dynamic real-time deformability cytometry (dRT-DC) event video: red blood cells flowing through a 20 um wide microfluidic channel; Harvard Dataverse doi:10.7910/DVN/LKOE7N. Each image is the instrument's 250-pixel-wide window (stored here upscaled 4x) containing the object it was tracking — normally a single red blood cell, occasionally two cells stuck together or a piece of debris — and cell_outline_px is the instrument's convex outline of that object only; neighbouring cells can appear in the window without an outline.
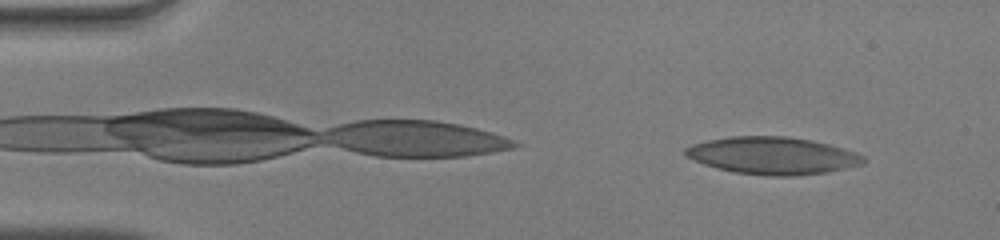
{"species": "human", "species_latin": "Homo sapiens", "temperature_condition": "warm", "stored_images_in_passage": 50, "camera_frame_rate_fps": 3000, "um_per_image_px": 0.085, "donor": {"sex": "male"}, "frame": {"image": 1, "passage_image": 4, "time_ms": 1.0, "image_size_px": [1000, 240], "cell_outline_px": [[868, 160], [864, 164], [828, 172], [792, 176], [768, 176], [736, 172], [716, 168], [692, 160], [684, 156], [684, 148], [692, 144], [708, 140], [732, 136], [784, 136], [812, 140], [844, 148], [856, 152], [864, 156]], "centroid_in_image_um": [65.68, 13.23], "position_along_channel_um": 19.3, "area_um2": 38.96}}
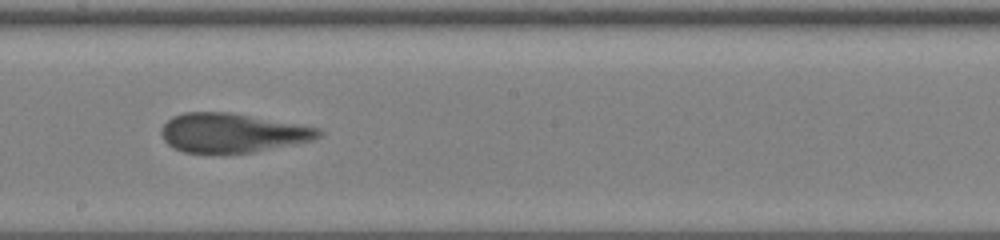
{"frame": {"image": 2, "passage_image": 28, "time_ms": 9.0, "image_size_px": [1000, 240], "cell_outline_px": [[324, 132], [320, 136], [312, 140], [252, 152], [184, 152], [172, 148], [164, 140], [160, 132], [160, 128], [172, 116], [184, 112], [232, 112], [320, 128]], "centroid_in_image_um": [19.71, 11.27], "position_along_channel_um": 228.5, "area_um2": 35.72}}
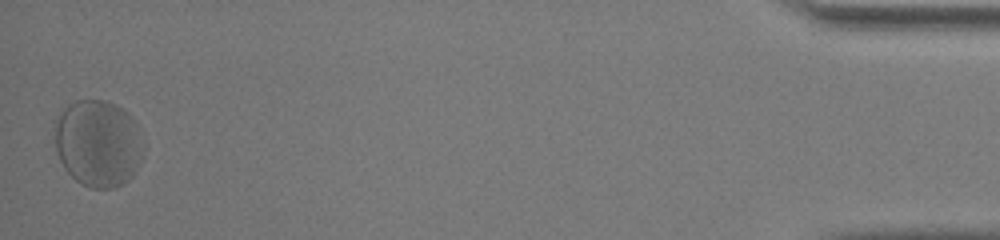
{"frame": {"image": 3, "passage_image": 50, "time_ms": 16.333, "image_size_px": [1000, 240], "cell_outline_px": [[144, 156], [140, 164], [132, 176], [124, 184], [116, 188], [92, 188], [80, 184], [64, 168], [56, 152], [56, 120], [64, 108], [68, 104], [76, 100], [104, 100], [116, 104], [124, 108], [128, 112], [136, 124], [144, 140]], "centroid_in_image_um": [8.39, 12.19], "position_along_channel_um": 426.8, "area_um2": 45.55}, "authors_computed_cell_mechanics": {"area_um2": 37.0498, "velocity_mm_per_s": 3.9269, "shape_relaxation_time_tau1_ms": 4.2472, "shape_relaxation_time_tau2_ms": 0.8379, "deformation_change_tau1": 0.169, "deformation_change_tau2": 0.083}}